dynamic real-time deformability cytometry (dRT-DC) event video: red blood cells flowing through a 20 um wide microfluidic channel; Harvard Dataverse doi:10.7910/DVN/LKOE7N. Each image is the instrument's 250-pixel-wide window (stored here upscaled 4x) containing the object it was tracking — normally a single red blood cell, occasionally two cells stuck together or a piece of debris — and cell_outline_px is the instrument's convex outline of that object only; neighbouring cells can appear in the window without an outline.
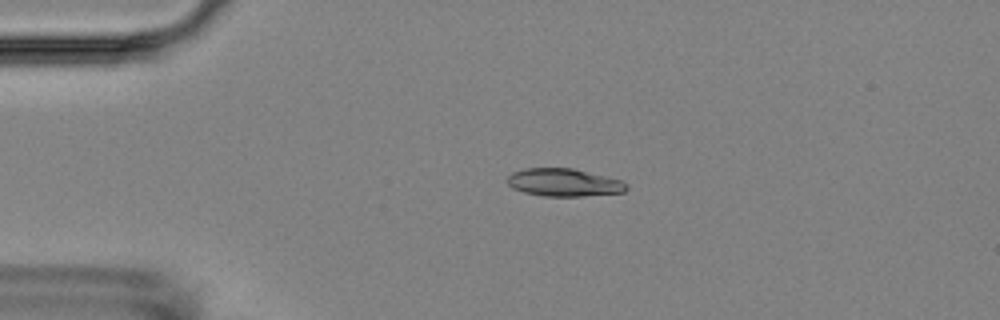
{"species": "Egyptian fruit bat (a non-hibernating species)", "species_latin": "Rousettus aegyptiacus", "temperature_condition": "room temperature", "stored_images_in_passage": 3, "camera_frame_rate_fps": 3000, "um_per_image_px": 0.085, "animal": {"sex": "female"}, "frame": {"image": 1, "passage_image": 2, "time_ms": 1.0, "image_size_px": [1000, 320], "cell_outline_px": [[628, 188], [624, 192], [584, 196], [544, 196], [524, 192], [512, 188], [508, 184], [508, 176], [512, 172], [524, 168], [572, 168], [620, 180], [628, 184]], "centroid_in_image_um": [47.92, 15.51], "position_along_channel_um": 37.1, "area_um2": 19.19}}